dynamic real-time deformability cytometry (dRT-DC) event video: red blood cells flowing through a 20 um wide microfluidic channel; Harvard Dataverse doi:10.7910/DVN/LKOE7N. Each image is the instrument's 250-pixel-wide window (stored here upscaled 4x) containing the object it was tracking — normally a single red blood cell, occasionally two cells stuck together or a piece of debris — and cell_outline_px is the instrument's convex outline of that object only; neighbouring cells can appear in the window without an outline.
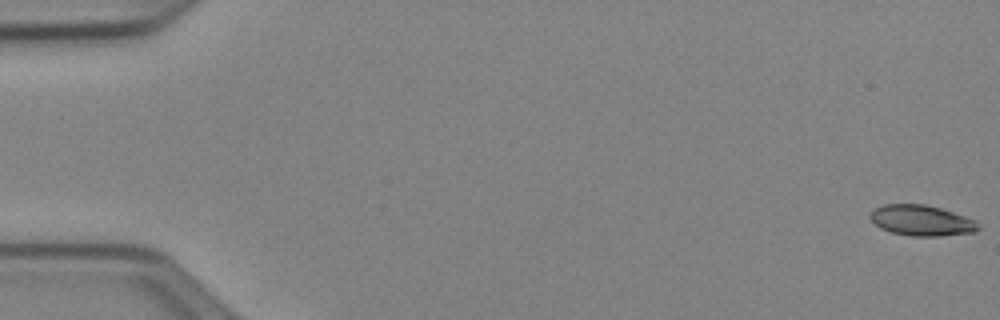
{"species": "Egyptian fruit bat (a non-hibernating species)", "species_latin": "Rousettus aegyptiacus", "temperature_condition": "cold", "stored_images_in_passage": 52, "camera_frame_rate_fps": 3000, "um_per_image_px": 0.085, "animal": {"sex": "female"}, "frame": {"image": 1, "passage_image": 1, "time_ms": 0.0, "image_size_px": [1000, 320], "cell_outline_px": [[980, 228], [976, 232], [940, 236], [912, 236], [892, 232], [880, 228], [868, 216], [876, 208], [884, 204], [924, 204], [940, 208], [976, 220]], "centroid_in_image_um": [78.35, 18.74], "position_along_channel_um": 6.7, "area_um2": 19.19}}
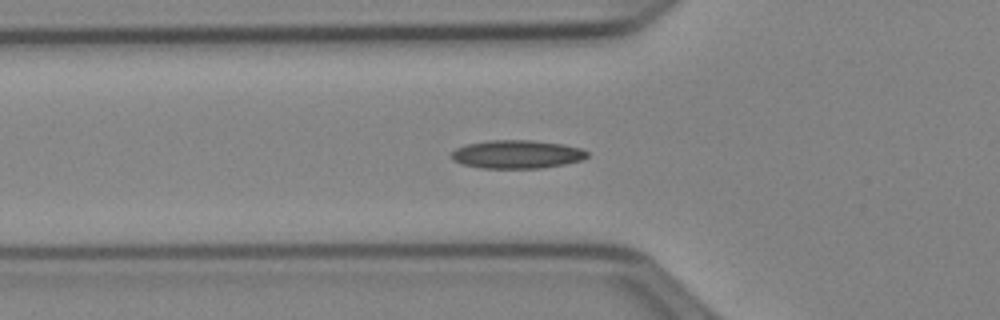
{"frame": {"image": 2, "passage_image": 19, "time_ms": 6.0, "image_size_px": [1000, 320], "cell_outline_px": [[588, 156], [580, 160], [564, 164], [540, 168], [480, 168], [464, 164], [452, 160], [452, 152], [456, 148], [464, 144], [488, 140], [532, 140], [564, 144], [580, 148], [588, 152]], "centroid_in_image_um": [43.92, 13.1], "position_along_channel_um": 81.9, "area_um2": 22.43}}
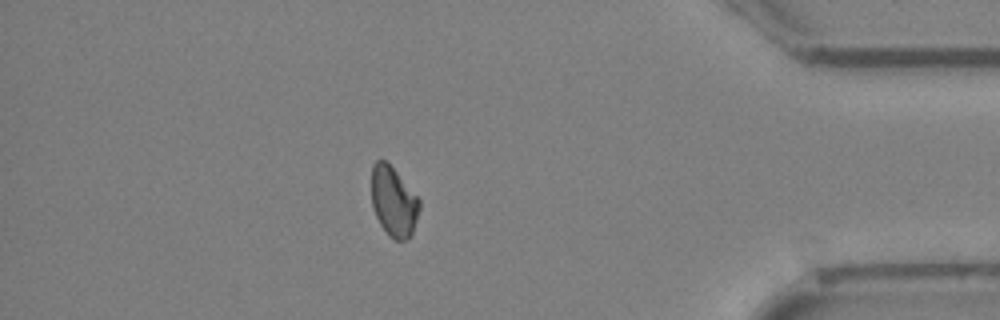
{"frame": {"image": 3, "passage_image": 46, "time_ms": 15.0, "image_size_px": [1000, 320], "cell_outline_px": [[420, 208], [412, 236], [404, 240], [396, 240], [388, 236], [380, 224], [372, 208], [372, 164], [376, 160], [384, 160], [396, 172], [420, 200]], "centroid_in_image_um": [33.45, 17.17], "position_along_channel_um": 401.7, "area_um2": 19.42}}